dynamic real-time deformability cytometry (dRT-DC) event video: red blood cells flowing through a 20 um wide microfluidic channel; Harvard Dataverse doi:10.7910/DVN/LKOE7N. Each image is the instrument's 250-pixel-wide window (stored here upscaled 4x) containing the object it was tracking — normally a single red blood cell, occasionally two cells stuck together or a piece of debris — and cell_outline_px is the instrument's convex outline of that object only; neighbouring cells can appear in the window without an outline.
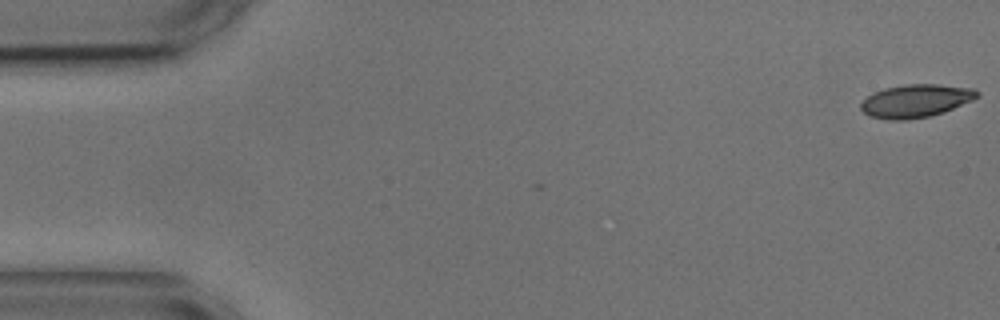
{"species": "common noctule bat (a hibernating species)", "species_latin": "Nyctalus noctula", "temperature_condition": "cold", "stored_images_in_passage": 5, "camera_frame_rate_fps": 3000, "um_per_image_px": 0.085, "animal": {"sex": "male", "body_mass_g": 17.9, "forearm_length_mm": 54.2}, "frame": {"image": 1, "passage_image": 1, "time_ms": 0.0, "image_size_px": [1000, 320], "cell_outline_px": [[980, 96], [972, 100], [944, 112], [928, 116], [908, 120], [888, 120], [872, 116], [864, 112], [860, 108], [860, 104], [872, 92], [884, 88], [904, 84], [936, 84], [976, 88], [980, 92]], "centroid_in_image_um": [77.86, 8.56], "position_along_channel_um": 7.1, "area_um2": 22.48}}